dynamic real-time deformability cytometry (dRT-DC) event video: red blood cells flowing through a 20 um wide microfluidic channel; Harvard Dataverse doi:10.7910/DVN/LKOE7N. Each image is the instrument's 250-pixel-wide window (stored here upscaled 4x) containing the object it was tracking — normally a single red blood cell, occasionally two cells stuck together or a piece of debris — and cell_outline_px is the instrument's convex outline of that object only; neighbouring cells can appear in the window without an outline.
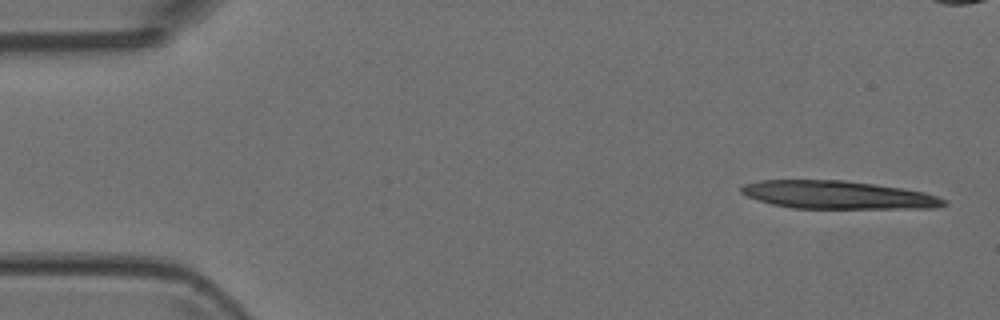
{"species": "Egyptian fruit bat (a non-hibernating species)", "species_latin": "Rousettus aegyptiacus", "temperature_condition": "room temperature", "stored_images_in_passage": 5, "camera_frame_rate_fps": 3000, "um_per_image_px": 0.085, "animal": {"sex": "female"}, "frame": {"image": 1, "passage_image": 1, "time_ms": 0.0, "image_size_px": [1000, 320], "cell_outline_px": [[948, 204], [936, 208], [792, 208], [772, 204], [748, 196], [740, 192], [740, 188], [744, 184], [760, 180], [844, 180], [876, 184], [924, 192], [948, 200]], "centroid_in_image_um": [71.24, 16.56], "position_along_channel_um": 13.8, "area_um2": 33.0}}
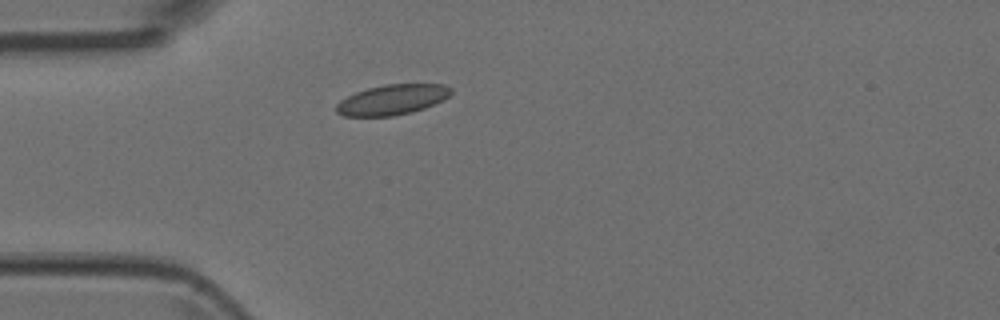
{"frame": {"image": 2, "passage_image": 5, "time_ms": 1.333, "image_size_px": [1000, 320], "cell_outline_px": [[452, 92], [444, 100], [424, 108], [412, 112], [392, 116], [344, 116], [336, 112], [336, 104], [340, 100], [356, 92], [368, 88], [384, 84], [444, 84], [452, 88]], "centroid_in_image_um": [33.35, 8.47], "position_along_channel_um": 51.7, "area_um2": 20.23}}